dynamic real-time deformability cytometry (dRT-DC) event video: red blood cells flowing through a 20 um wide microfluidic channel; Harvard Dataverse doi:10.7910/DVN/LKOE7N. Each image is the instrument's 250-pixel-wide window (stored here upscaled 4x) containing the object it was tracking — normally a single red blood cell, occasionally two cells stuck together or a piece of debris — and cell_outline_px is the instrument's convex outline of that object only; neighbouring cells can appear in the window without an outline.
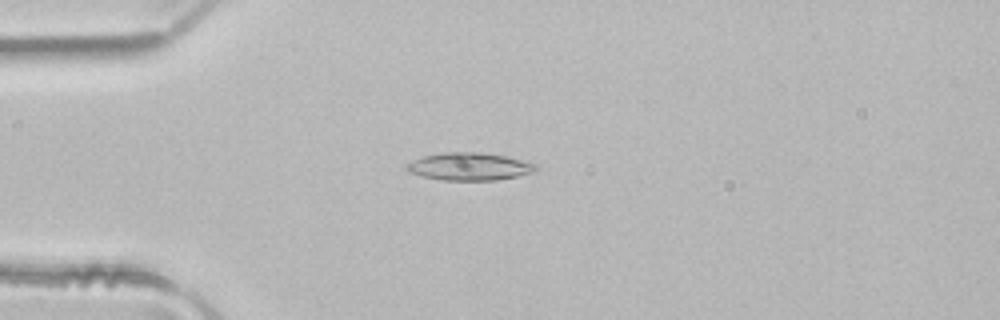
{"species": "common noctule bat (a hibernating species)", "species_latin": "Nyctalus noctula", "temperature_condition": "room temperature", "stored_images_in_passage": 3, "camera_frame_rate_fps": 3000, "um_per_image_px": 0.085, "animal": {"sex": "male", "body_mass_g": 21.5, "forearm_length_mm": 52.0}, "frame": {"image": 1, "passage_image": 3, "time_ms": 0.667, "image_size_px": [1000, 320], "cell_outline_px": [[536, 168], [532, 172], [516, 176], [496, 180], [444, 180], [424, 176], [408, 172], [408, 164], [424, 156], [444, 152], [480, 152], [508, 156], [536, 164]], "centroid_in_image_um": [39.93, 14.14], "position_along_channel_um": 45.1, "area_um2": 20.4}}